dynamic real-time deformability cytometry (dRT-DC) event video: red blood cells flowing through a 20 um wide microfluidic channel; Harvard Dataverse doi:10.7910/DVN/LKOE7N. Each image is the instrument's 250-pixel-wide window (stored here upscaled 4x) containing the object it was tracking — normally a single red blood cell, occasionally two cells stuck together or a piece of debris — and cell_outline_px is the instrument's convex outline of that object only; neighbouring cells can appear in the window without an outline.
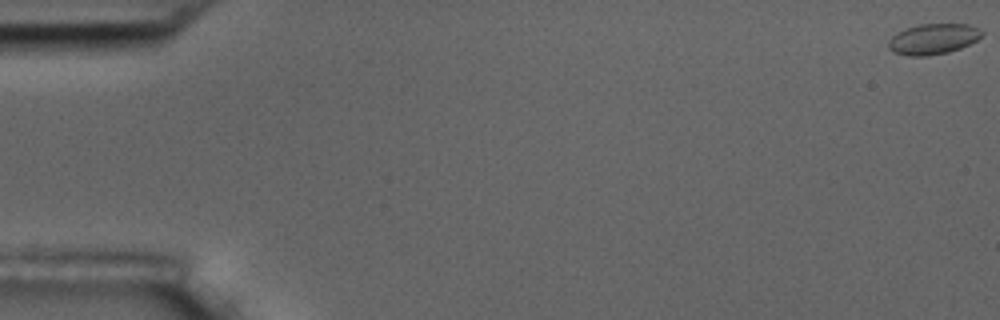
{"species": "common noctule bat (a hibernating species)", "species_latin": "Nyctalus noctula", "temperature_condition": "room temperature", "stored_images_in_passage": 6, "camera_frame_rate_fps": 3000, "um_per_image_px": 0.085, "animal": {"sex": "male", "body_mass_g": 17.5, "forearm_length_mm": 52.3}, "frame": {"image": 1, "passage_image": 1, "time_ms": 0.0, "image_size_px": [1000, 320], "cell_outline_px": [[984, 32], [976, 40], [960, 48], [948, 52], [928, 56], [908, 56], [892, 52], [888, 48], [888, 40], [896, 32], [904, 28], [920, 24], [968, 24], [980, 28]], "centroid_in_image_um": [79.27, 3.31], "position_along_channel_um": 5.7, "area_um2": 16.82}}
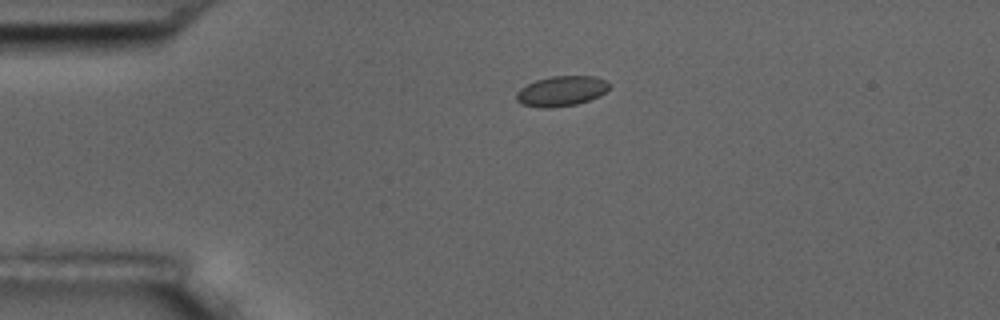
{"frame": {"image": 2, "passage_image": 5, "time_ms": 4.333, "image_size_px": [1000, 320], "cell_outline_px": [[612, 84], [600, 96], [576, 104], [548, 108], [544, 108], [520, 104], [516, 100], [516, 92], [520, 88], [536, 80], [552, 76], [596, 76]], "centroid_in_image_um": [47.71, 7.74], "position_along_channel_um": 37.3, "area_um2": 16.3}}